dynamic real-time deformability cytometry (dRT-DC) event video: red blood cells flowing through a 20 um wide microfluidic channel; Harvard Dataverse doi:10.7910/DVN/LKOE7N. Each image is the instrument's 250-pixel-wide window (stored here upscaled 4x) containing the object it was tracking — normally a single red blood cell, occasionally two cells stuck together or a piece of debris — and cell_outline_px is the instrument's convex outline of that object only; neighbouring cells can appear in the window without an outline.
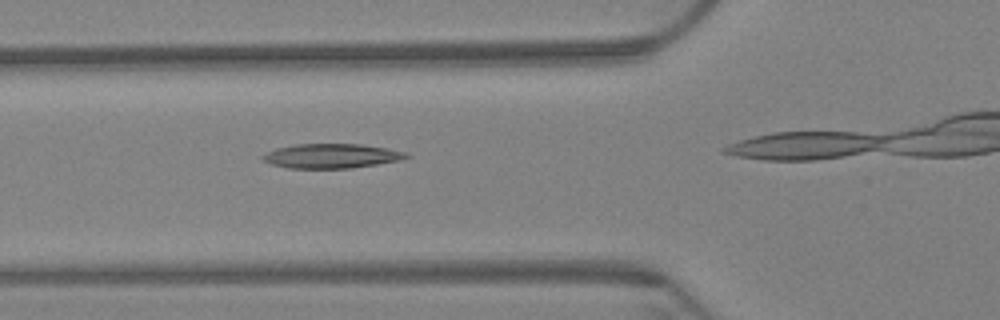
{"species": "Egyptian fruit bat (a non-hibernating species)", "species_latin": "Rousettus aegyptiacus", "temperature_condition": "warm", "stored_images_in_passage": 3, "camera_frame_rate_fps": 3000, "um_per_image_px": 0.085, "animal": {"sex": "female"}, "frame": {"image": 1, "passage_image": 2, "time_ms": 0.333, "image_size_px": [1000, 320], "cell_outline_px": [[412, 156], [400, 160], [352, 168], [288, 168], [272, 164], [264, 160], [260, 156], [276, 148], [296, 144], [360, 144], [388, 148], [408, 152]], "centroid_in_image_um": [28.22, 13.25], "position_along_channel_um": 97.6, "area_um2": 20.46}}